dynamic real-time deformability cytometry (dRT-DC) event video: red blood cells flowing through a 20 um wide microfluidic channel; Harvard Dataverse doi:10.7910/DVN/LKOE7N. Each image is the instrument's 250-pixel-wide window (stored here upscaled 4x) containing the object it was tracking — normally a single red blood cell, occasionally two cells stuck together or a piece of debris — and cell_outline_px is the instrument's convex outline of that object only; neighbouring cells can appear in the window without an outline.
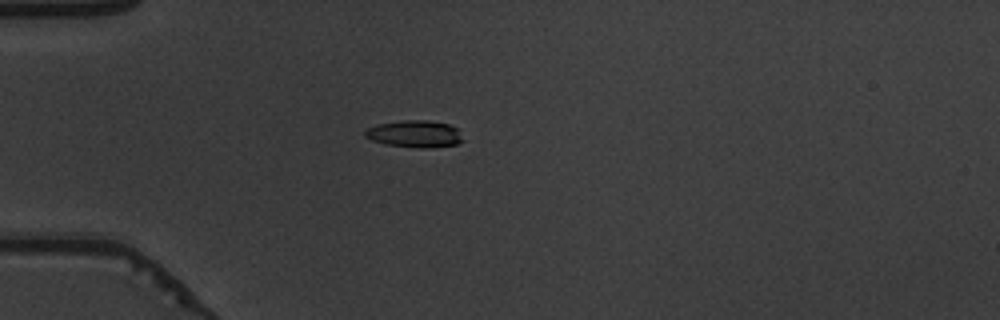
{"species": "common noctule bat (a hibernating species)", "species_latin": "Nyctalus noctula", "temperature_condition": "warm", "stored_images_in_passage": 55, "camera_frame_rate_fps": 3000, "um_per_image_px": 0.085, "animal": {"sex": "male", "body_mass_g": 19.5, "forearm_length_mm": 54.6}, "frame": {"image": 1, "passage_image": 17, "time_ms": 5.333, "image_size_px": [1000, 320], "cell_outline_px": [[464, 140], [456, 144], [424, 148], [420, 148], [384, 144], [372, 140], [364, 136], [364, 132], [368, 128], [376, 124], [404, 120], [428, 120], [448, 124], [456, 128]], "centroid_in_image_um": [35.22, 11.37], "position_along_channel_um": 49.8, "area_um2": 15.32}}
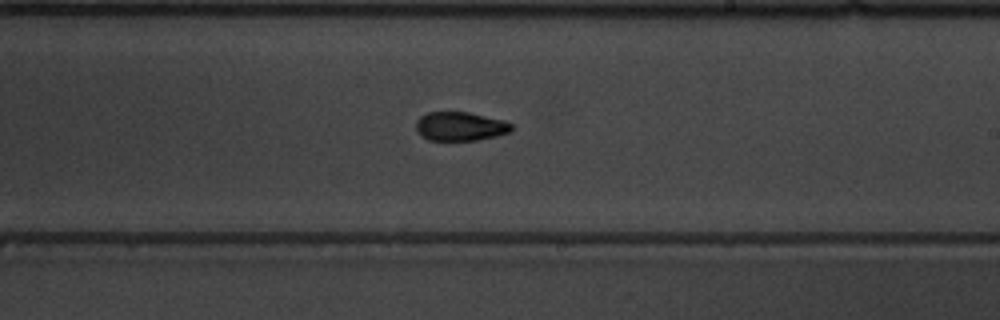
{"frame": {"image": 2, "passage_image": 34, "time_ms": 11.0, "image_size_px": [1000, 320], "cell_outline_px": [[512, 132], [496, 136], [476, 140], [428, 140], [420, 136], [416, 128], [416, 120], [420, 116], [428, 112], [468, 112], [504, 120], [512, 124]], "centroid_in_image_um": [39.11, 10.74], "position_along_channel_um": 249.9, "area_um2": 16.18}}
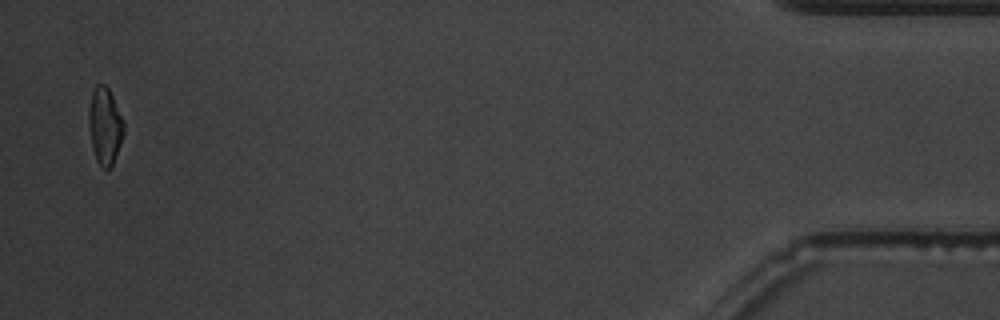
{"frame": {"image": 3, "passage_image": 54, "time_ms": 17.667, "image_size_px": [1000, 320], "cell_outline_px": [[124, 132], [112, 164], [108, 168], [104, 168], [96, 160], [92, 148], [88, 124], [88, 108], [92, 92], [96, 84], [104, 84], [108, 88], [124, 120]], "centroid_in_image_um": [8.89, 10.66], "position_along_channel_um": 426.3, "area_um2": 15.55}, "authors_computed_cell_mechanics": {"area_um2": 15.9528, "velocity_mm_per_s": 3.8468, "shape_relaxation_time_tau1_ms": 4.2292, "shape_relaxation_time_tau2_ms": 3.3186, "deformation_change_tau1": 0.1847, "deformation_change_tau2": 0.0827}}